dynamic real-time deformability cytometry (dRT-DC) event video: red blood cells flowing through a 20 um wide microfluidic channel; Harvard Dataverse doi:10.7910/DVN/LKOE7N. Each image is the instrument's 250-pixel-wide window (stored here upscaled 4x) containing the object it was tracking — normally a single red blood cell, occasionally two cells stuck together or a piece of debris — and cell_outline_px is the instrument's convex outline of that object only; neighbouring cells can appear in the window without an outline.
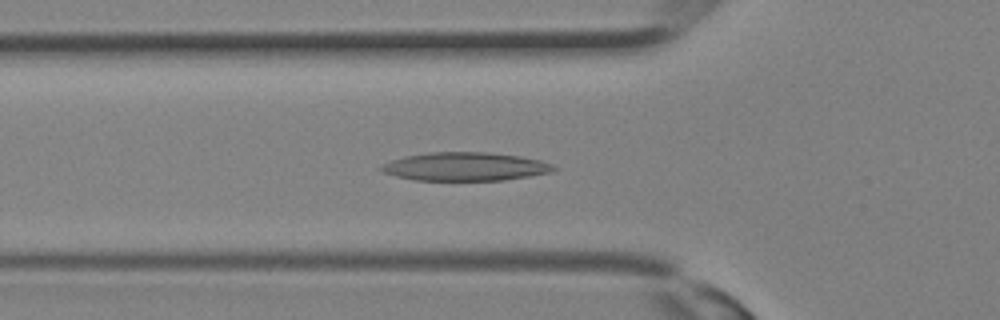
{"species": "Egyptian fruit bat (a non-hibernating species)", "species_latin": "Rousettus aegyptiacus", "temperature_condition": "room temperature", "stored_images_in_passage": 32, "camera_frame_rate_fps": 3000, "um_per_image_px": 0.085, "animal": {"sex": "female"}, "frame": {"image": 1, "passage_image": 11, "time_ms": 3.333, "image_size_px": [1000, 320], "cell_outline_px": [[556, 168], [552, 172], [504, 180], [416, 180], [396, 176], [384, 172], [380, 168], [384, 164], [392, 160], [404, 156], [432, 152], [488, 152], [520, 156], [540, 160], [552, 164]], "centroid_in_image_um": [39.57, 14.15], "position_along_channel_um": 86.2, "area_um2": 28.32}}
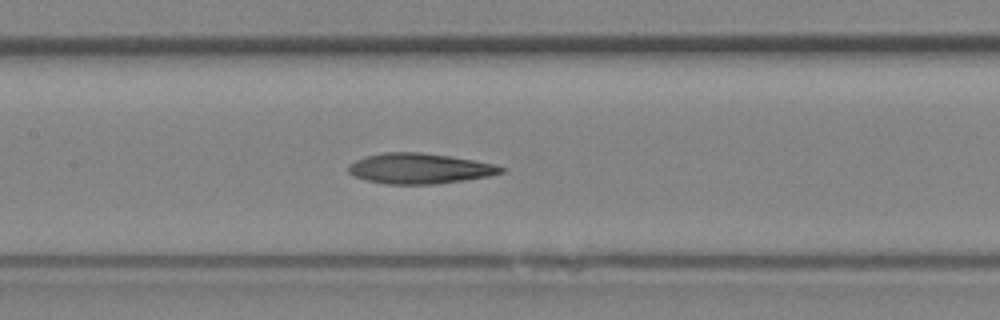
{"frame": {"image": 2, "passage_image": 15, "time_ms": 4.667, "image_size_px": [1000, 320], "cell_outline_px": [[504, 172], [488, 176], [464, 180], [436, 184], [388, 184], [368, 180], [356, 176], [348, 172], [348, 164], [364, 156], [388, 152], [420, 152], [448, 156], [496, 164], [504, 168]], "centroid_in_image_um": [35.66, 14.32], "position_along_channel_um": 171.7, "area_um2": 26.82}}
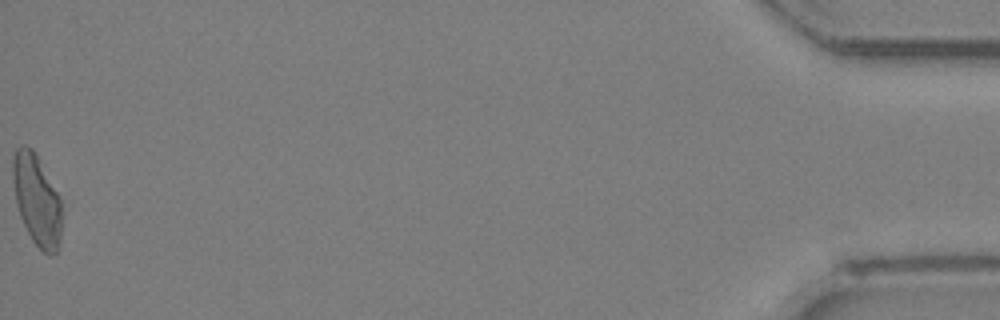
{"frame": {"image": 3, "passage_image": 32, "time_ms": 10.333, "image_size_px": [1000, 320], "cell_outline_px": [[60, 244], [56, 252], [52, 256], [48, 256], [32, 240], [20, 216], [16, 204], [12, 180], [12, 156], [16, 148], [24, 144], [32, 148], [36, 152], [60, 196]], "centroid_in_image_um": [3.11, 16.95], "position_along_channel_um": 432.1, "area_um2": 26.18}}